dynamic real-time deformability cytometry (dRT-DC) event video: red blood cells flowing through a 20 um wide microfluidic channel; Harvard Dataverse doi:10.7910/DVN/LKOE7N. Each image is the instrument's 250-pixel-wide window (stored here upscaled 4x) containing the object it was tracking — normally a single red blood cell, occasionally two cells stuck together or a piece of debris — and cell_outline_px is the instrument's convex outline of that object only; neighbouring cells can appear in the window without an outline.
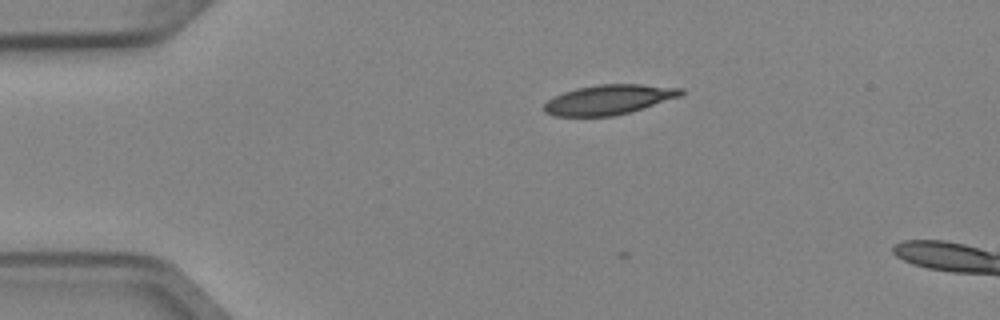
{"species": "Egyptian fruit bat (a non-hibernating species)", "species_latin": "Rousettus aegyptiacus", "temperature_condition": "cold", "stored_images_in_passage": 3, "camera_frame_rate_fps": 3000, "um_per_image_px": 0.085, "animal": {"sex": "female"}, "frame": {"image": 1, "passage_image": 1, "time_ms": 0.0, "image_size_px": [1000, 320], "cell_outline_px": [[684, 92], [680, 96], [628, 112], [612, 116], [552, 116], [544, 112], [544, 104], [548, 100], [564, 92], [576, 88], [596, 84], [640, 84], [684, 88]], "centroid_in_image_um": [51.72, 8.46], "position_along_channel_um": 33.3, "area_um2": 23.52}}